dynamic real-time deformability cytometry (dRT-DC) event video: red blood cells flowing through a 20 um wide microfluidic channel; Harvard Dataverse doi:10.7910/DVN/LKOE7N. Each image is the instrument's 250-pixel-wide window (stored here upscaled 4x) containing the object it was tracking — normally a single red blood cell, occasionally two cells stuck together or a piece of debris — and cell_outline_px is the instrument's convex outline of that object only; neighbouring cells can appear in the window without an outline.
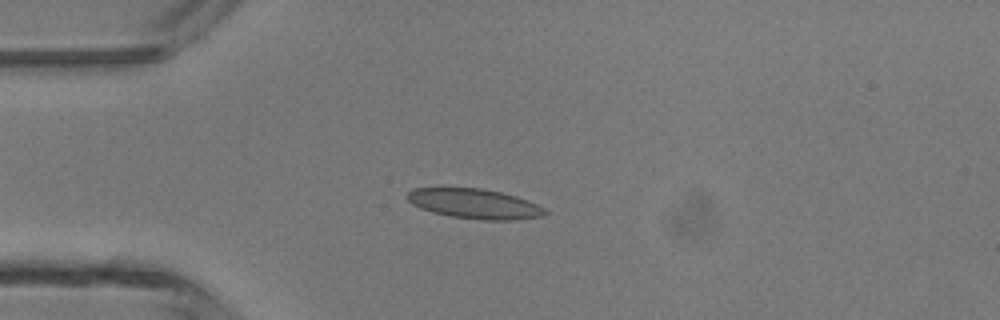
{"species": "common noctule bat (a hibernating species)", "species_latin": "Nyctalus noctula", "temperature_condition": "room temperature", "stored_images_in_passage": 1, "camera_frame_rate_fps": 3000, "um_per_image_px": 0.085, "animal": {"sex": "male", "body_mass_g": 13.3}, "frame": {"image": 1, "passage_image": 1, "time_ms": 0.0, "image_size_px": [1000, 320], "cell_outline_px": [[548, 212], [540, 216], [512, 220], [484, 220], [452, 216], [432, 212], [420, 208], [412, 204], [404, 196], [412, 188], [480, 188], [500, 192], [516, 196], [528, 200], [544, 208]], "centroid_in_image_um": [40.29, 17.31], "position_along_channel_um": 44.7, "area_um2": 23.81}}